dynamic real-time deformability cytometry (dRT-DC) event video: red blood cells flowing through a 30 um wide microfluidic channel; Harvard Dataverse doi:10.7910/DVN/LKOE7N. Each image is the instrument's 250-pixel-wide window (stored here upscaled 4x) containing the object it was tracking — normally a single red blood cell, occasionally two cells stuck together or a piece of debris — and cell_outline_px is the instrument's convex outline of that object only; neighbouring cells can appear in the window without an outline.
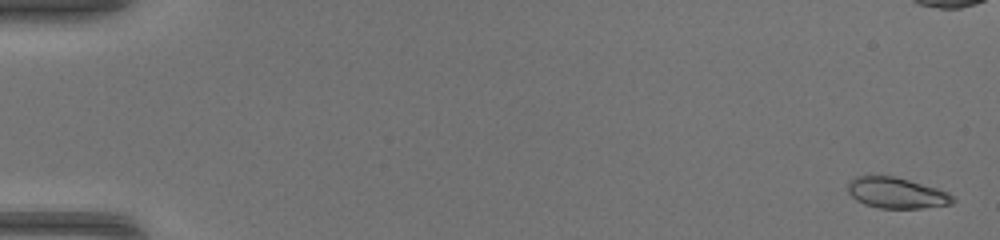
{"species": "common noctule bat (a hibernating species)", "species_latin": "Nyctalus noctula", "temperature_condition": "warm", "stored_images_in_passage": 48, "camera_frame_rate_fps": 3000, "um_per_image_px": 0.085, "animal": {"sex": "female", "body_mass_g": 17.0, "forearm_length_mm": 48.0}, "frame": {"image": 1, "passage_image": 2, "time_ms": 0.333, "image_size_px": [1000, 240], "cell_outline_px": [[956, 200], [952, 204], [920, 208], [880, 208], [864, 204], [856, 200], [848, 192], [848, 184], [856, 176], [892, 176], [908, 180], [936, 188], [948, 192]], "centroid_in_image_um": [76.21, 16.41], "position_along_channel_um": 8.8, "area_um2": 18.61}}
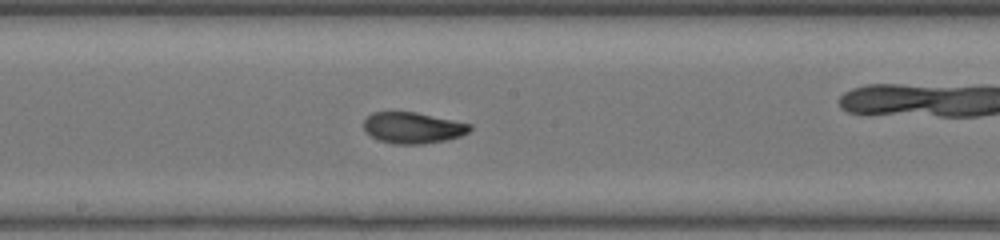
{"frame": {"image": 2, "passage_image": 27, "time_ms": 8.667, "image_size_px": [1000, 240], "cell_outline_px": [[472, 128], [468, 132], [460, 136], [444, 140], [424, 144], [392, 144], [380, 140], [372, 136], [364, 128], [364, 120], [372, 112], [416, 112], [472, 124]], "centroid_in_image_um": [35.1, 10.86], "position_along_channel_um": 213.1, "area_um2": 19.13}}
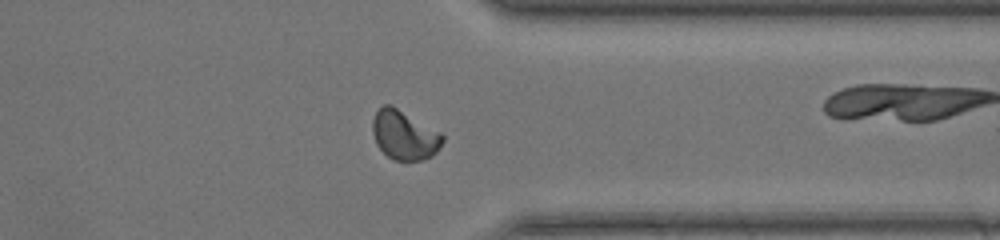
{"frame": {"image": 3, "passage_image": 38, "time_ms": 12.333, "image_size_px": [1000, 240], "cell_outline_px": [[444, 140], [440, 148], [432, 156], [420, 160], [396, 160], [388, 156], [376, 144], [372, 132], [372, 120], [376, 112], [384, 104], [392, 104], [440, 132], [444, 136]], "centroid_in_image_um": [34.37, 11.46], "position_along_channel_um": 377.0, "area_um2": 20.11}}